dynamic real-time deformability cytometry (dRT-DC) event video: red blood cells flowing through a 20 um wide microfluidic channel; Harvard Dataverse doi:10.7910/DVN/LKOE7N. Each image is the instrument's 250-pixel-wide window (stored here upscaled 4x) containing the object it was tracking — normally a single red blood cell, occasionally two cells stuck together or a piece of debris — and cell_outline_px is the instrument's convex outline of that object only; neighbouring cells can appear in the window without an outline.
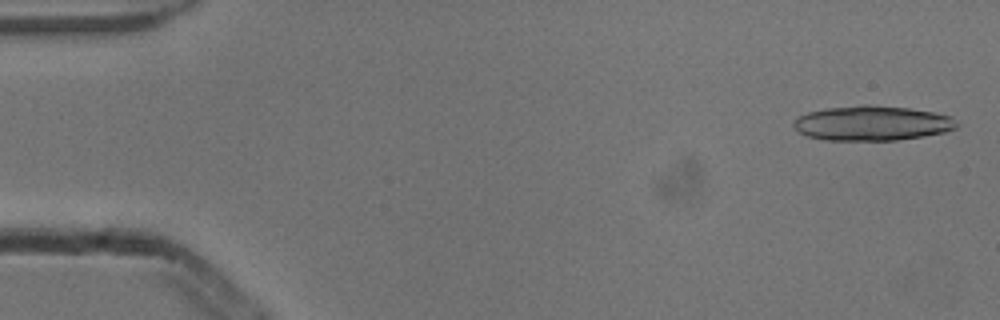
{"species": "common noctule bat (a hibernating species)", "species_latin": "Nyctalus noctula", "temperature_condition": "cold", "stored_images_in_passage": 5, "camera_frame_rate_fps": 3000, "um_per_image_px": 0.085, "animal": {"sex": "male", "body_mass_g": 13.3}, "frame": {"image": 1, "passage_image": 1, "time_ms": 0.0, "image_size_px": [1000, 320], "cell_outline_px": [[960, 124], [956, 128], [944, 132], [924, 136], [896, 140], [824, 140], [808, 136], [800, 132], [792, 124], [796, 116], [808, 112], [828, 108], [864, 104], [868, 104], [908, 108], [932, 112], [952, 116]], "centroid_in_image_um": [74.14, 10.47], "position_along_channel_um": 10.9, "area_um2": 33.18}}